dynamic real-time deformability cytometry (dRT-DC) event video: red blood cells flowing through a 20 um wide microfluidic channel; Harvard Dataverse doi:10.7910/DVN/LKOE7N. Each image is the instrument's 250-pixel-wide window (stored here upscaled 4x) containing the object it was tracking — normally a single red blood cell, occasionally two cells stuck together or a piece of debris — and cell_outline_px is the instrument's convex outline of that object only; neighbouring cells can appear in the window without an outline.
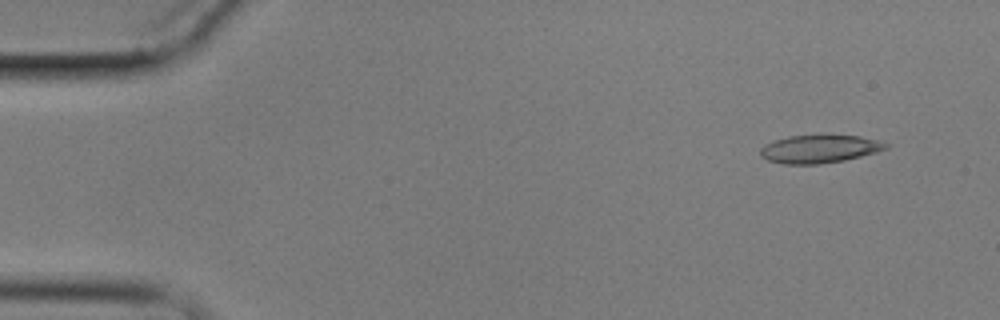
{"species": "common noctule bat (a hibernating species)", "species_latin": "Nyctalus noctula", "temperature_condition": "cold", "stored_images_in_passage": 5, "camera_frame_rate_fps": 3000, "um_per_image_px": 0.085, "animal": {"sex": "male", "body_mass_g": 17.9}, "frame": {"image": 1, "passage_image": 1, "time_ms": 0.0, "image_size_px": [1000, 320], "cell_outline_px": [[888, 148], [876, 152], [844, 160], [820, 164], [784, 164], [768, 160], [760, 156], [760, 148], [764, 144], [772, 140], [788, 136], [860, 136], [876, 140], [888, 144]], "centroid_in_image_um": [69.59, 12.67], "position_along_channel_um": 15.4, "area_um2": 20.29}}
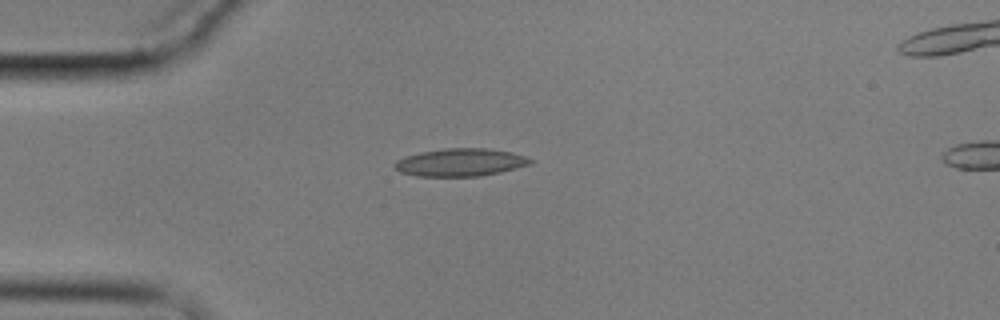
{"frame": {"image": 2, "passage_image": 4, "time_ms": 3.333, "image_size_px": [1000, 320], "cell_outline_px": [[536, 160], [532, 164], [500, 172], [480, 176], [416, 176], [400, 172], [392, 164], [396, 160], [404, 156], [420, 152], [444, 148], [488, 148], [512, 152]], "centroid_in_image_um": [39.14, 13.79], "position_along_channel_um": 45.9, "area_um2": 22.14}}